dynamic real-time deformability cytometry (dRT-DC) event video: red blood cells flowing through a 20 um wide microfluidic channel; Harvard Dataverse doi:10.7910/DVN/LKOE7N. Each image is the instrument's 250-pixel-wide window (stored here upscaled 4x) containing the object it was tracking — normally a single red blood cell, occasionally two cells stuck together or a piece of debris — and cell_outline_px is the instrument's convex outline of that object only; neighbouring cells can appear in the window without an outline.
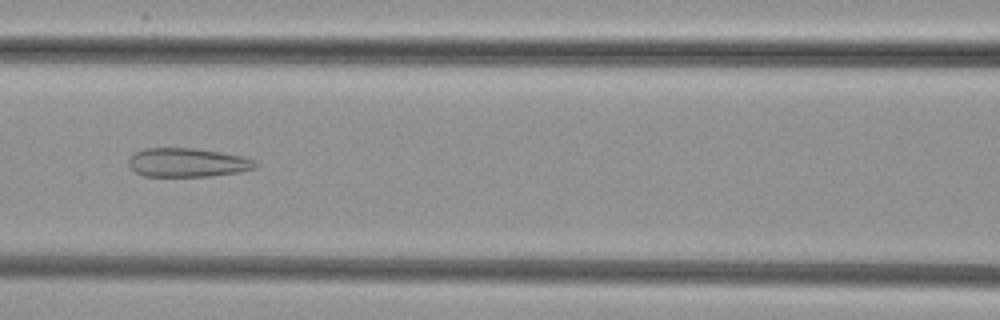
{"species": "common noctule bat (a hibernating species)", "species_latin": "Nyctalus noctula", "temperature_condition": "cold", "stored_images_in_passage": 50, "camera_frame_rate_fps": 3000, "um_per_image_px": 0.085, "animal": {"sex": "female", "body_mass_g": 29.2, "forearm_length_mm": 56.3}, "frame": {"image": 1, "passage_image": 23, "time_ms": 7.333, "image_size_px": [1000, 320], "cell_outline_px": [[256, 168], [236, 172], [212, 176], [144, 176], [136, 172], [128, 164], [128, 160], [136, 152], [144, 148], [196, 148], [220, 152], [240, 156], [256, 160]], "centroid_in_image_um": [15.93, 13.81], "position_along_channel_um": 150.7, "area_um2": 21.15}}
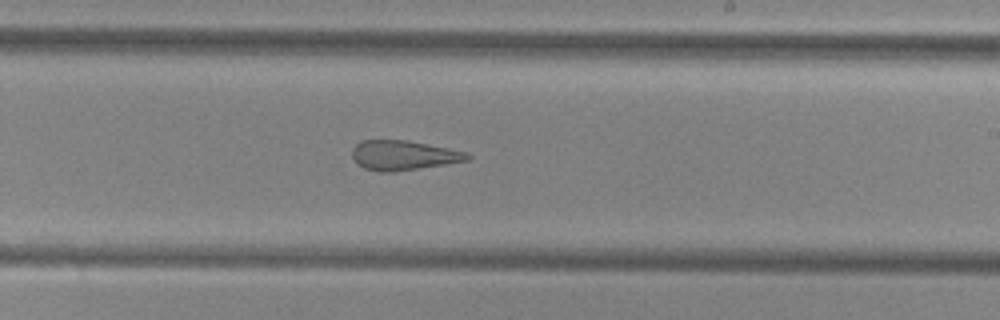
{"frame": {"image": 2, "passage_image": 31, "time_ms": 10.0, "image_size_px": [1000, 320], "cell_outline_px": [[472, 156], [468, 160], [444, 164], [392, 172], [380, 172], [364, 168], [352, 156], [352, 148], [360, 140], [408, 140], [468, 152]], "centroid_in_image_um": [34.29, 13.19], "position_along_channel_um": 254.7, "area_um2": 19.77}}
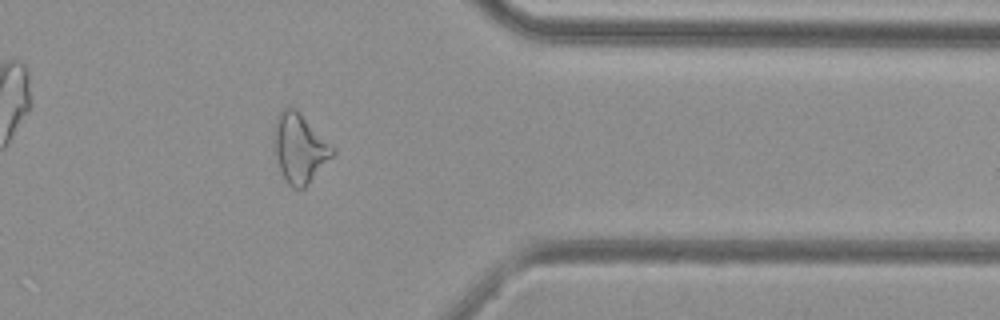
{"frame": {"image": 3, "passage_image": 42, "time_ms": 13.667, "image_size_px": [1000, 320], "cell_outline_px": [[336, 152], [308, 184], [304, 188], [292, 188], [288, 184], [280, 172], [272, 140], [276, 116], [280, 108], [296, 108], [336, 148]], "centroid_in_image_um": [25.45, 12.57], "position_along_channel_um": 385.9, "area_um2": 23.93}}